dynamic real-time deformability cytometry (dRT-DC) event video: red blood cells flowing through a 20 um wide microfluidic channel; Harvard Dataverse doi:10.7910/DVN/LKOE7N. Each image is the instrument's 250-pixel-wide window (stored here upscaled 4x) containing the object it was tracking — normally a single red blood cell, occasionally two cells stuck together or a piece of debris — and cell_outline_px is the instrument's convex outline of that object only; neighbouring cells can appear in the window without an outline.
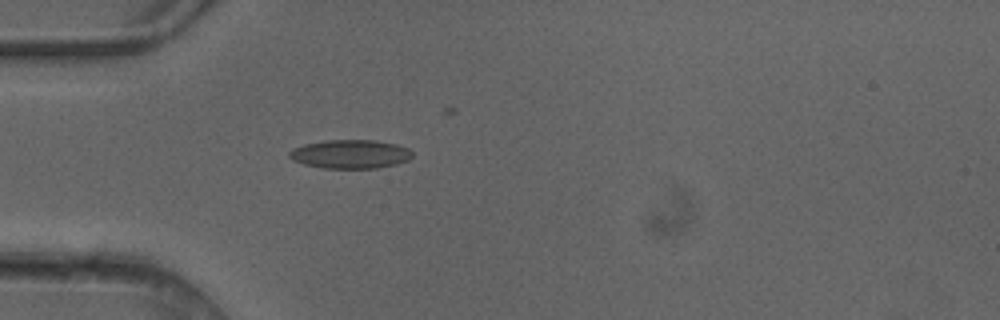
{"species": "common noctule bat (a hibernating species)", "species_latin": "Nyctalus noctula", "temperature_condition": "cold", "stored_images_in_passage": 2, "camera_frame_rate_fps": 3000, "um_per_image_px": 0.085, "animal": {"sex": "female"}, "frame": {"image": 1, "passage_image": 2, "time_ms": 0.333, "image_size_px": [1000, 320], "cell_outline_px": [[412, 156], [408, 160], [396, 164], [376, 168], [320, 168], [304, 164], [292, 160], [288, 156], [288, 152], [292, 148], [304, 144], [324, 140], [376, 140], [396, 144], [408, 148], [412, 152]], "centroid_in_image_um": [29.74, 13.09], "position_along_channel_um": 55.3, "area_um2": 20.75}}